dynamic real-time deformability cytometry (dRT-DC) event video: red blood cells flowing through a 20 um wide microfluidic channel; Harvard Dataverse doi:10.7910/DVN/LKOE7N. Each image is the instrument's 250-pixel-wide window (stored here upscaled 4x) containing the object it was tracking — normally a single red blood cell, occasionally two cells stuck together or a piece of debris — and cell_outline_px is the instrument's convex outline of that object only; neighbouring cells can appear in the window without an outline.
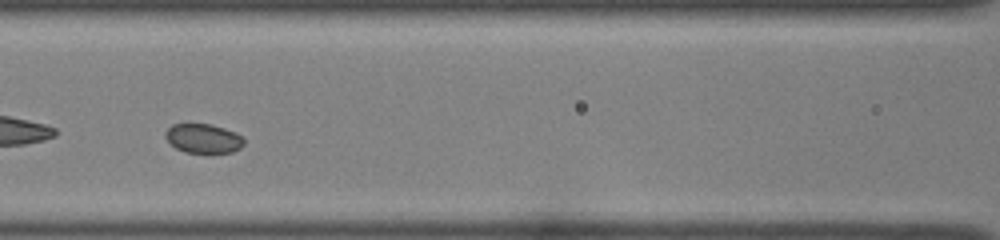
{"species": "common noctule bat (a hibernating species)", "species_latin": "Nyctalus noctula", "temperature_condition": "room temperature", "stored_images_in_passage": 38, "camera_frame_rate_fps": 3000, "um_per_image_px": 0.085, "animal": {"sex": "female", "body_mass_g": 22.0, "forearm_length_mm": 56.7}, "frame": {"image": 1, "passage_image": 12, "time_ms": 3.667, "image_size_px": [1000, 240], "cell_outline_px": [[244, 144], [240, 148], [232, 152], [208, 156], [184, 152], [176, 148], [164, 136], [164, 132], [172, 124], [212, 124], [236, 132], [244, 136]], "centroid_in_image_um": [17.32, 11.82], "position_along_channel_um": 149.3, "area_um2": 14.1}}